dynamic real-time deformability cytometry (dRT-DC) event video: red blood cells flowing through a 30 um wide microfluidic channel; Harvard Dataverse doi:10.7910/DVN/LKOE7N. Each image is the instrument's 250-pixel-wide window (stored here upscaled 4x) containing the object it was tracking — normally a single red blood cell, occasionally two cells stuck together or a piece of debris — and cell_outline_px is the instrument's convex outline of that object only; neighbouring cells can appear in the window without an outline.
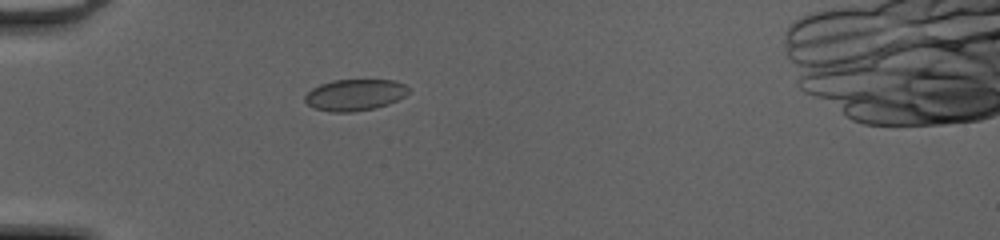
{"species": "common noctule bat (a hibernating species)", "species_latin": "Nyctalus noctula", "temperature_condition": "cold", "stored_images_in_passage": 36, "camera_frame_rate_fps": 3000, "um_per_image_px": 0.085, "animal": {"sex": "female", "body_mass_g": 20.0, "forearm_length_mm": 54.0}, "frame": {"image": 1, "passage_image": 2, "time_ms": 0.333, "image_size_px": [1000, 240], "cell_outline_px": [[408, 92], [404, 96], [388, 104], [376, 108], [352, 112], [332, 112], [316, 108], [308, 104], [304, 100], [304, 96], [312, 88], [320, 84], [332, 80], [396, 80], [404, 84], [408, 88]], "centroid_in_image_um": [30.15, 8.06], "position_along_channel_um": 54.8, "area_um2": 18.9}}
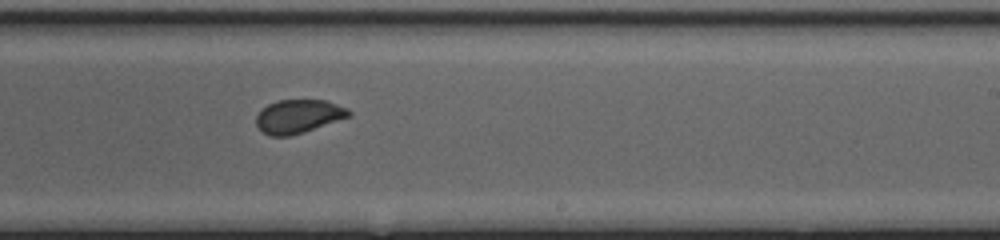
{"frame": {"image": 2, "passage_image": 18, "time_ms": 5.667, "image_size_px": [1000, 240], "cell_outline_px": [[352, 116], [304, 132], [288, 136], [272, 136], [264, 132], [256, 124], [256, 116], [268, 104], [276, 100], [324, 100], [348, 108], [352, 112]], "centroid_in_image_um": [25.4, 9.88], "position_along_channel_um": 263.6, "area_um2": 18.03}}
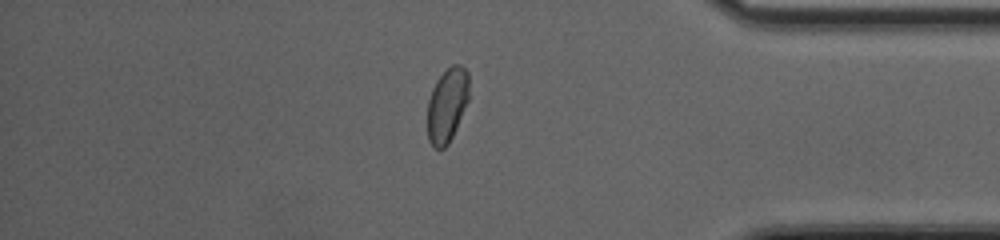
{"frame": {"image": 3, "passage_image": 29, "time_ms": 9.333, "image_size_px": [1000, 240], "cell_outline_px": [[468, 100], [456, 128], [448, 144], [444, 148], [436, 148], [428, 140], [428, 100], [432, 88], [436, 80], [452, 64], [460, 64], [468, 72]], "centroid_in_image_um": [38.0, 8.9], "position_along_channel_um": 397.2, "area_um2": 17.74}, "authors_computed_cell_mechanics": {"area_um2": 18.7272, "velocity_mm_per_s": 4.2101, "shape_relaxation_time_tau1_ms": 9.259, "shape_relaxation_time_tau2_ms": null, "deformation_change_tau1": 0.1029, "deformation_change_tau2": null}}